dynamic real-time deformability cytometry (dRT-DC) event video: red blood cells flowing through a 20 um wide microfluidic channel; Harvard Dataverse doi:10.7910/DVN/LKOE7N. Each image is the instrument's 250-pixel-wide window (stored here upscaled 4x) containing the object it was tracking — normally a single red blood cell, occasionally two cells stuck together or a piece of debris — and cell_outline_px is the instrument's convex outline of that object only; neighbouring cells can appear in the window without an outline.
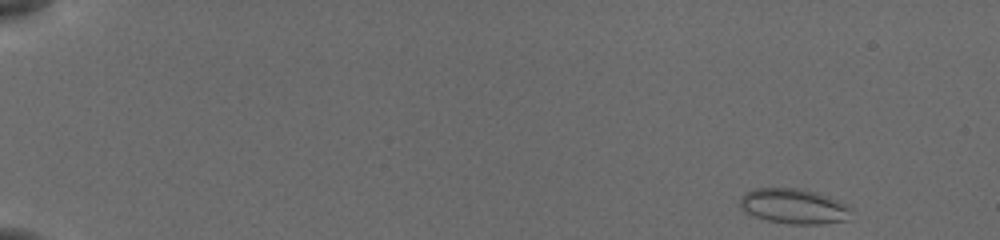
{"species": "common noctule bat (a hibernating species)", "species_latin": "Nyctalus noctula", "temperature_condition": "cold", "stored_images_in_passage": 52, "segment_of_instrument_passage": [1, 2], "camera_frame_rate_fps": 3000, "um_per_image_px": 0.085, "animal": {"sex": "female", "body_mass_g": 19.5, "forearm_length_mm": 54.1}, "frame": {"image": 1, "passage_image": 1, "time_ms": 0.0, "image_size_px": [1000, 240], "cell_outline_px": [[852, 208], [848, 220], [820, 224], [788, 224], [768, 220], [744, 212], [740, 208], [740, 200], [744, 192], [756, 188], [796, 188], [816, 192], [828, 196]], "centroid_in_image_um": [67.46, 17.53], "position_along_channel_um": 17.5, "area_um2": 22.72}}
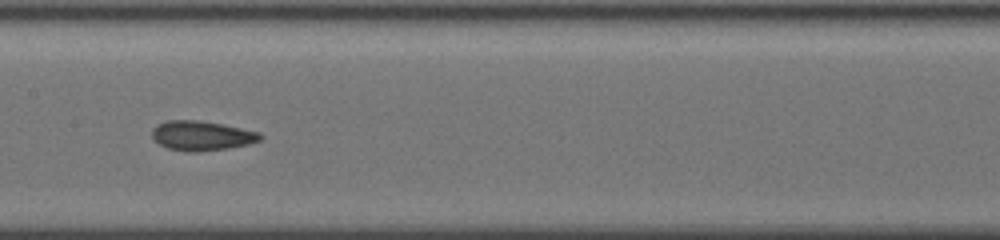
{"frame": {"image": 2, "passage_image": 26, "time_ms": 8.333, "image_size_px": [1000, 240], "cell_outline_px": [[264, 136], [260, 140], [248, 144], [228, 148], [200, 152], [184, 152], [168, 148], [160, 144], [152, 136], [152, 128], [156, 124], [168, 120], [200, 120], [260, 132]], "centroid_in_image_um": [17.13, 11.54], "position_along_channel_um": 190.3, "area_um2": 18.73}}
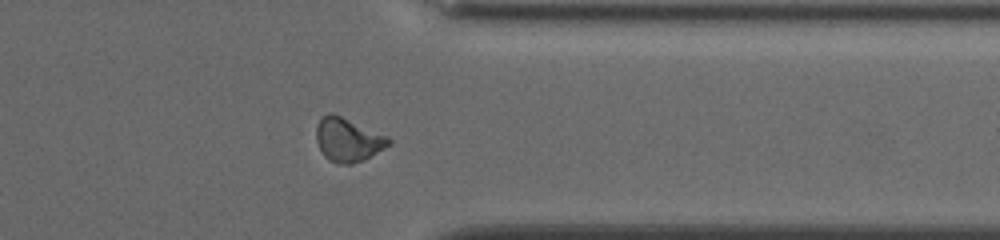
{"frame": {"image": 3, "passage_image": 41, "time_ms": 13.333, "image_size_px": [1000, 240], "cell_outline_px": [[392, 144], [364, 160], [352, 164], [336, 164], [328, 160], [324, 156], [316, 140], [316, 124], [320, 116], [328, 112], [332, 112], [388, 136], [392, 140]], "centroid_in_image_um": [29.56, 11.87], "position_along_channel_um": 381.8, "area_um2": 18.79}}